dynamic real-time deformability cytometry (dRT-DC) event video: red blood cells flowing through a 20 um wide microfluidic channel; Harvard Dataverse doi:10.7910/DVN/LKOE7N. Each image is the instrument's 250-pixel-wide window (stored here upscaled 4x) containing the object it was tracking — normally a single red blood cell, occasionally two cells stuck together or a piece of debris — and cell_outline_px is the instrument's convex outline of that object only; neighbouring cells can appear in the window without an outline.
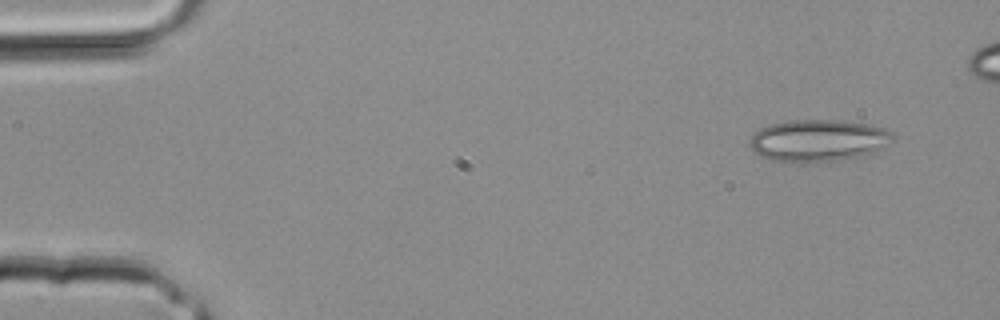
{"species": "common noctule bat (a hibernating species)", "species_latin": "Nyctalus noctula", "temperature_condition": "room temperature", "stored_images_in_passage": 3, "camera_frame_rate_fps": 3000, "um_per_image_px": 0.085, "animal": {"sex": "male", "body_mass_g": 20.4}, "frame": {"image": 1, "passage_image": 1, "time_ms": 0.0, "image_size_px": [1000, 320], "cell_outline_px": [[892, 136], [884, 144], [872, 152], [856, 156], [832, 160], [776, 160], [760, 156], [748, 144], [752, 136], [760, 128], [768, 124], [792, 120], [836, 120], [868, 124], [884, 128]], "centroid_in_image_um": [69.46, 11.89], "position_along_channel_um": 15.5, "area_um2": 33.47}}